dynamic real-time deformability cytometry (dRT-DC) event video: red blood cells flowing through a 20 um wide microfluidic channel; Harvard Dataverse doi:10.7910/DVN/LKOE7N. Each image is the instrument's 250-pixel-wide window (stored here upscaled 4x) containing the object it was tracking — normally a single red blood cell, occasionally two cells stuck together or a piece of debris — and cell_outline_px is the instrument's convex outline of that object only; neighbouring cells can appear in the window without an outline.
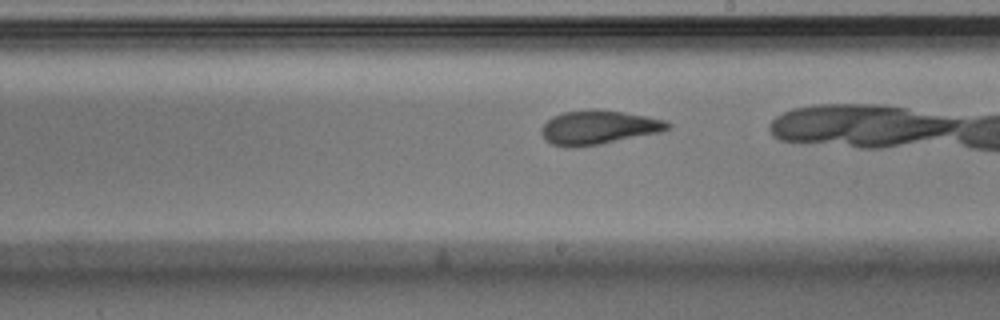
{"species": "Egyptian fruit bat (a non-hibernating species)", "species_latin": "Rousettus aegyptiacus", "temperature_condition": "warm", "stored_images_in_passage": 37, "segment_of_instrument_passage": [2, 2], "camera_frame_rate_fps": 3000, "um_per_image_px": 0.085, "animal": {"sex": "male"}, "frame": {"image": 1, "passage_image": 35, "time_ms": 11.333, "image_size_px": [1000, 320], "cell_outline_px": [[672, 124], [668, 128], [660, 132], [600, 144], [572, 148], [564, 148], [552, 144], [544, 140], [540, 132], [540, 128], [552, 116], [564, 112], [588, 108], [596, 108], [624, 112], [668, 120]], "centroid_in_image_um": [50.83, 10.82], "position_along_channel_um": 238.2, "area_um2": 25.43}}